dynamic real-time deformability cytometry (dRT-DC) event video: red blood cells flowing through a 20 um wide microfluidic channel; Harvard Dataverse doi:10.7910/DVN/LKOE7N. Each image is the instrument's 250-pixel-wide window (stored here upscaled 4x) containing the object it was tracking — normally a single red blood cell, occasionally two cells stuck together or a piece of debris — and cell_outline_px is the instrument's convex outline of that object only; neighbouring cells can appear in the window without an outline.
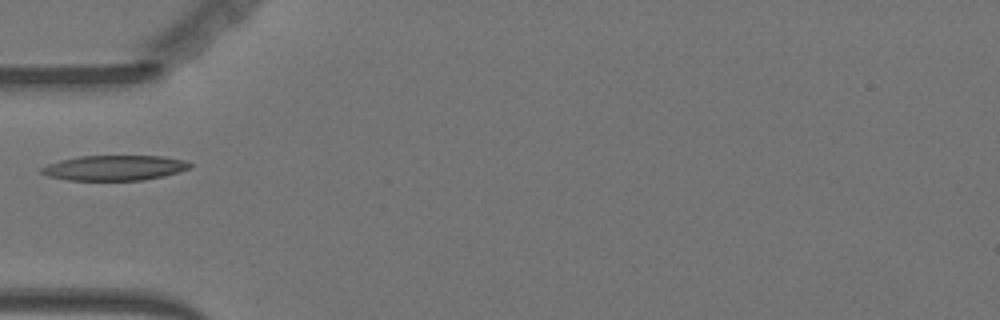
{"species": "Egyptian fruit bat (a non-hibernating species)", "species_latin": "Rousettus aegyptiacus", "temperature_condition": "warm", "stored_images_in_passage": 39, "camera_frame_rate_fps": 3000, "um_per_image_px": 0.085, "animal": {"sex": "female"}, "frame": {"image": 1, "passage_image": 1, "time_ms": 0.0, "image_size_px": [1000, 320], "cell_outline_px": [[192, 164], [188, 168], [164, 176], [144, 180], [68, 180], [48, 176], [40, 172], [40, 168], [48, 164], [60, 160], [80, 156], [164, 156], [184, 160]], "centroid_in_image_um": [9.71, 14.26], "position_along_channel_um": 75.3, "area_um2": 21.62}}
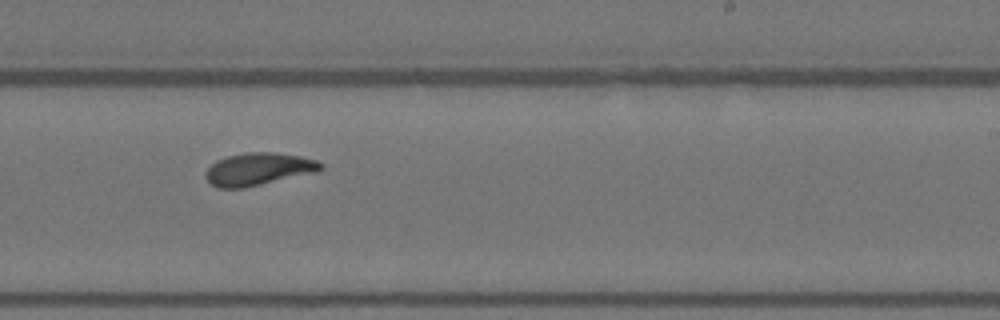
{"frame": {"image": 2, "passage_image": 17, "time_ms": 5.333, "image_size_px": [1000, 320], "cell_outline_px": [[324, 168], [320, 172], [244, 188], [216, 188], [204, 176], [204, 172], [216, 160], [228, 156], [248, 152], [276, 152], [300, 156], [316, 160], [324, 164]], "centroid_in_image_um": [22.01, 14.38], "position_along_channel_um": 267.0, "area_um2": 22.14}}
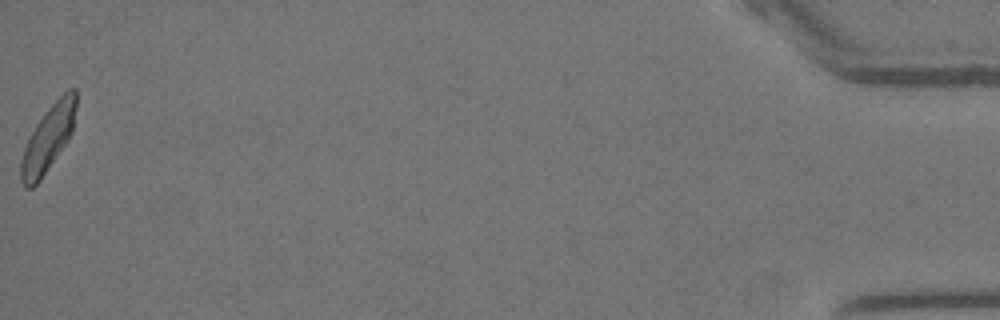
{"frame": {"image": 3, "passage_image": 39, "time_ms": 12.667, "image_size_px": [1000, 320], "cell_outline_px": [[76, 108], [72, 132], [40, 180], [32, 188], [28, 188], [20, 180], [20, 164], [24, 148], [36, 124], [48, 108], [68, 88], [76, 88]], "centroid_in_image_um": [4.09, 11.75], "position_along_channel_um": 431.1, "area_um2": 20.63}}